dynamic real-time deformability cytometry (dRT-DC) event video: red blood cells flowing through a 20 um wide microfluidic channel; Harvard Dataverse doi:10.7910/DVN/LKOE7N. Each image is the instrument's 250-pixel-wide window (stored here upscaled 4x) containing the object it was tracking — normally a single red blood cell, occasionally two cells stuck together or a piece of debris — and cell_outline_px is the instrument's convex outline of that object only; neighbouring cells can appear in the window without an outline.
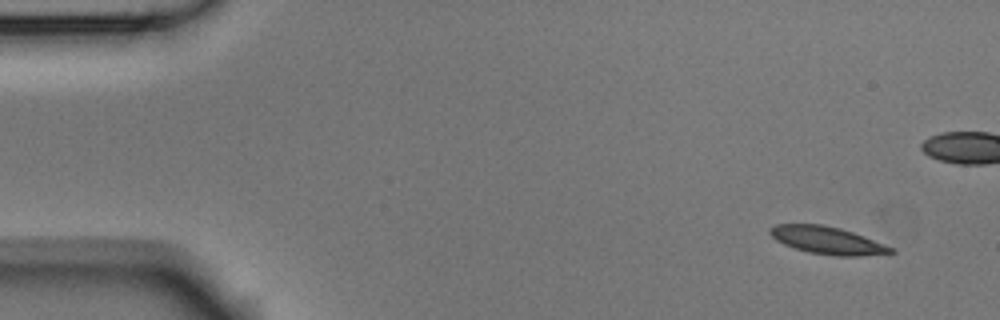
{"species": "Egyptian fruit bat (a non-hibernating species)", "species_latin": "Rousettus aegyptiacus", "temperature_condition": "room temperature", "stored_images_in_passage": 7, "camera_frame_rate_fps": 3000, "um_per_image_px": 0.085, "animal": {"sex": "male"}, "frame": {"image": 1, "passage_image": 1, "time_ms": 0.0, "image_size_px": [1000, 320], "cell_outline_px": [[896, 252], [860, 256], [832, 256], [808, 252], [784, 244], [776, 240], [768, 232], [768, 228], [776, 224], [820, 224], [840, 228], [864, 236], [896, 248]], "centroid_in_image_um": [70.34, 20.43], "position_along_channel_um": 14.7, "area_um2": 19.42}}